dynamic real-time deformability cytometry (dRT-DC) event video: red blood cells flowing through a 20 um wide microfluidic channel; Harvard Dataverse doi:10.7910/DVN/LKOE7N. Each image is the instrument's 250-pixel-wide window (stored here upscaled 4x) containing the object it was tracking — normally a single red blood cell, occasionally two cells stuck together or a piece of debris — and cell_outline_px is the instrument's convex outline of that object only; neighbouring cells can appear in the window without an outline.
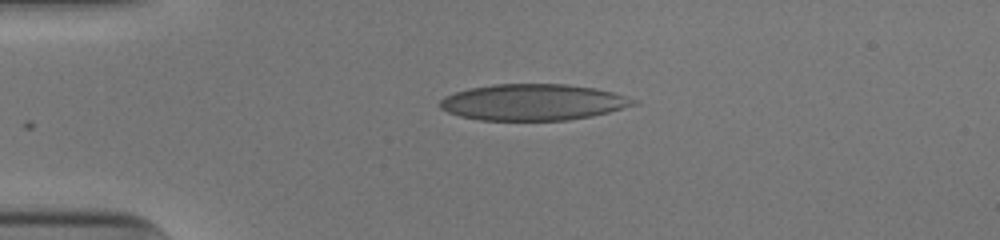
{"species": "human", "species_latin": "Homo sapiens", "temperature_condition": "cold", "stored_images_in_passage": 40, "camera_frame_rate_fps": 3000, "um_per_image_px": 0.085, "donor": {"sex": "male"}, "frame": {"image": 1, "passage_image": 1, "time_ms": 0.0, "image_size_px": [1000, 240], "cell_outline_px": [[640, 104], [592, 116], [568, 120], [480, 120], [460, 116], [448, 112], [440, 108], [440, 100], [444, 96], [468, 88], [492, 84], [564, 84], [596, 88], [612, 92], [640, 100]], "centroid_in_image_um": [45.34, 8.68], "position_along_channel_um": 39.7, "area_um2": 41.1}}
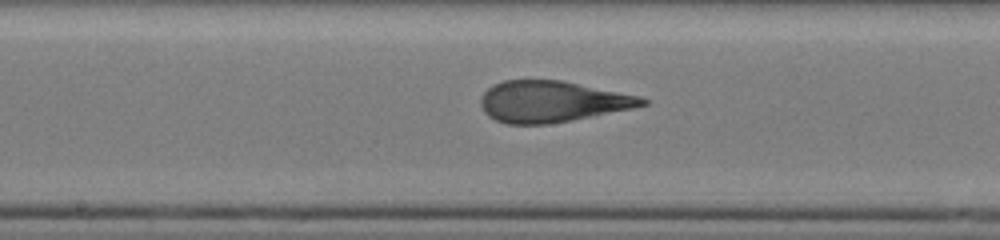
{"frame": {"image": 2, "passage_image": 16, "time_ms": 5.0, "image_size_px": [1000, 240], "cell_outline_px": [[648, 104], [632, 108], [572, 120], [548, 124], [508, 124], [496, 120], [488, 116], [484, 112], [480, 104], [480, 96], [492, 84], [504, 80], [564, 80], [640, 96], [648, 100]], "centroid_in_image_um": [46.9, 8.62], "position_along_channel_um": 201.3, "area_um2": 38.9}}
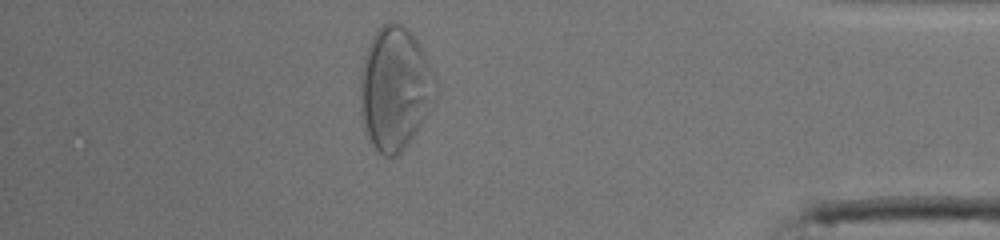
{"frame": {"image": 3, "passage_image": 34, "time_ms": 11.0, "image_size_px": [1000, 240], "cell_outline_px": [[436, 96], [416, 132], [408, 144], [396, 156], [384, 156], [368, 140], [364, 128], [360, 112], [360, 72], [364, 52], [372, 36], [388, 20], [396, 20], [416, 40], [436, 80]], "centroid_in_image_um": [33.52, 7.53], "position_along_channel_um": 401.7, "area_um2": 53.7}, "authors_computed_cell_mechanics": {"area_um2": 41.0958, "velocity_mm_per_s": 3.9426, "shape_relaxation_time_tau1_ms": 5.9654, "shape_relaxation_time_tau2_ms": 0.5998, "deformation_change_tau1": 0.2378, "deformation_change_tau2": 0.0741}}